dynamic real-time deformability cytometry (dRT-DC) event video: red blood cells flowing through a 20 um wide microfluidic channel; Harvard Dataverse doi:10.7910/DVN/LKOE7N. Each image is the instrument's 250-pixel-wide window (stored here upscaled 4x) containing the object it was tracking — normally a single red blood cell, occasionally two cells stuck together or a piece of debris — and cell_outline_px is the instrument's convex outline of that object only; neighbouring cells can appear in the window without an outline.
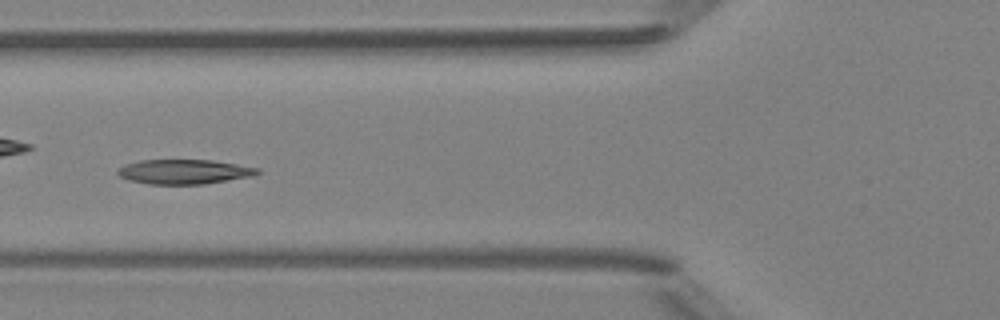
{"species": "Egyptian fruit bat (a non-hibernating species)", "species_latin": "Rousettus aegyptiacus", "temperature_condition": "room temperature", "stored_images_in_passage": 6, "camera_frame_rate_fps": 3000, "um_per_image_px": 0.085, "animal": {"sex": "female"}, "frame": {"image": 1, "passage_image": 6, "time_ms": 5.667, "image_size_px": [1000, 320], "cell_outline_px": [[260, 172], [256, 176], [204, 184], [148, 184], [128, 180], [120, 176], [116, 172], [124, 164], [140, 160], [212, 160], [260, 168]], "centroid_in_image_um": [15.68, 14.6], "position_along_channel_um": 110.1, "area_um2": 20.17}}